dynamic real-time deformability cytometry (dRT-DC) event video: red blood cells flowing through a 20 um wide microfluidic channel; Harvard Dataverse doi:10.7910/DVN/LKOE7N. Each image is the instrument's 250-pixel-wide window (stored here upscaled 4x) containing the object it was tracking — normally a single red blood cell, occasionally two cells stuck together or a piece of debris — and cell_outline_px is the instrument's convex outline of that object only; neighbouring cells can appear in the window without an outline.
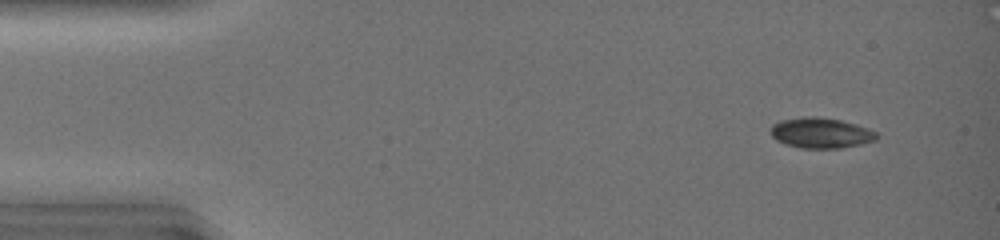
{"species": "common noctule bat (a hibernating species)", "species_latin": "Nyctalus noctula", "temperature_condition": "warm", "stored_images_in_passage": 20, "camera_frame_rate_fps": 3000, "um_per_image_px": 0.085, "animal": {"sex": "female", "body_mass_g": 19.0, "forearm_length_mm": 51.5}, "frame": {"image": 1, "passage_image": 3, "time_ms": 0.667, "image_size_px": [1000, 240], "cell_outline_px": [[880, 136], [876, 140], [860, 144], [840, 148], [800, 148], [784, 144], [776, 140], [772, 136], [772, 124], [780, 120], [804, 116], [816, 116], [840, 120], [856, 124], [868, 128], [876, 132]], "centroid_in_image_um": [69.78, 11.29], "position_along_channel_um": 15.2, "area_um2": 18.9}}
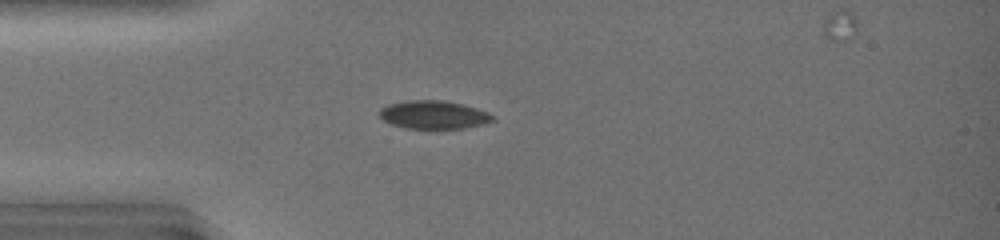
{"frame": {"image": 2, "passage_image": 12, "time_ms": 3.667, "image_size_px": [1000, 240], "cell_outline_px": [[496, 120], [484, 124], [464, 128], [404, 128], [392, 124], [384, 120], [380, 116], [380, 108], [388, 104], [408, 100], [444, 100], [464, 104], [488, 112]], "centroid_in_image_um": [36.88, 9.74], "position_along_channel_um": 48.1, "area_um2": 18.61}}
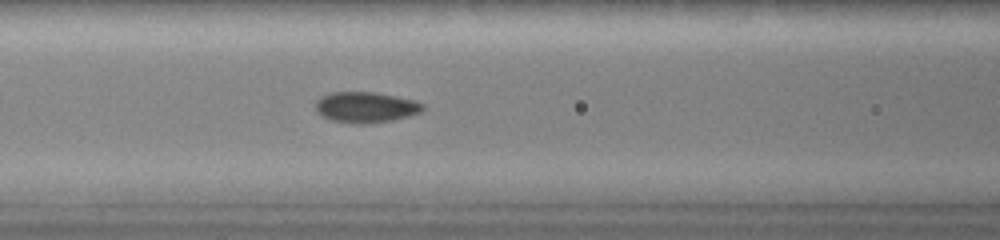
{"frame": {"image": 3, "passage_image": 19, "time_ms": 6.0, "image_size_px": [1000, 240], "cell_outline_px": [[424, 108], [420, 112], [408, 116], [392, 120], [372, 124], [352, 124], [328, 120], [320, 116], [316, 112], [316, 100], [320, 96], [332, 92], [376, 92], [416, 100], [424, 104]], "centroid_in_image_um": [31.05, 9.13], "position_along_channel_um": 135.5, "area_um2": 19.65}}